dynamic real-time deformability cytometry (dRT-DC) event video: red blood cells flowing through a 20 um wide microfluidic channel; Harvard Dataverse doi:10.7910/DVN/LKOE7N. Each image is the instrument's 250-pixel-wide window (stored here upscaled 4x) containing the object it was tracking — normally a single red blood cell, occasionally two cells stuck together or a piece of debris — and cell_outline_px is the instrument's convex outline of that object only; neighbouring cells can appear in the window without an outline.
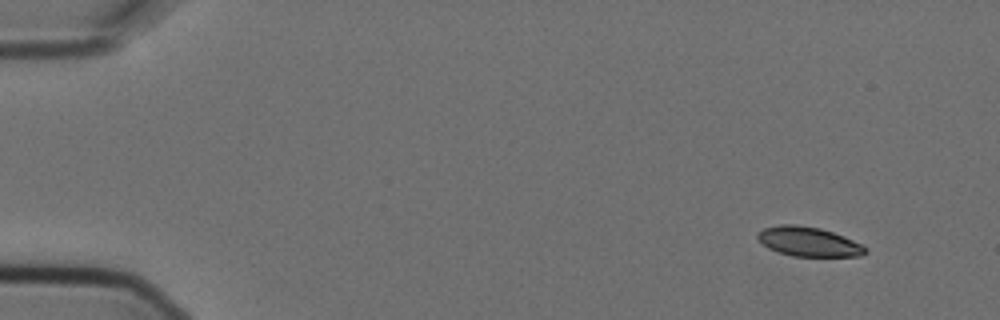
{"species": "Egyptian fruit bat (a non-hibernating species)", "species_latin": "Rousettus aegyptiacus", "temperature_condition": "cold", "stored_images_in_passage": 10, "camera_frame_rate_fps": 3000, "um_per_image_px": 0.085, "animal": {"sex": "female"}, "frame": {"image": 1, "passage_image": 1, "time_ms": 0.0, "image_size_px": [1000, 320], "cell_outline_px": [[868, 252], [860, 256], [792, 256], [776, 252], [768, 248], [756, 240], [756, 236], [764, 228], [780, 224], [796, 224], [820, 228], [844, 236], [868, 248]], "centroid_in_image_um": [68.7, 20.54], "position_along_channel_um": 16.3, "area_um2": 18.61}}
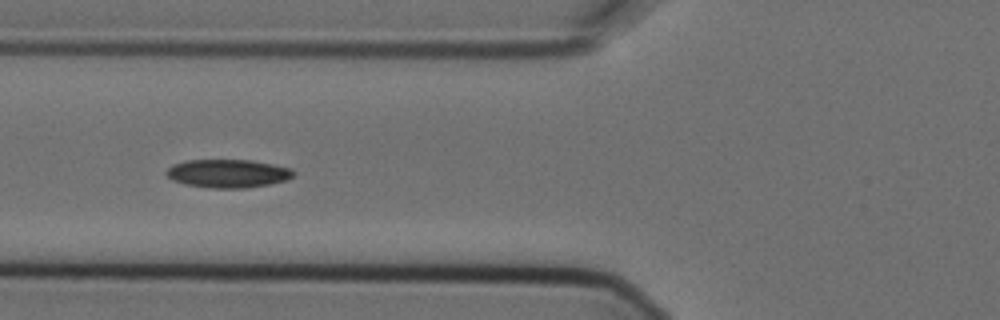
{"frame": {"image": 2, "passage_image": 6, "time_ms": 1.667, "image_size_px": [1000, 320], "cell_outline_px": [[296, 172], [288, 180], [268, 184], [244, 188], [212, 188], [184, 184], [172, 180], [164, 172], [172, 164], [184, 160], [252, 160], [292, 168]], "centroid_in_image_um": [19.36, 14.74], "position_along_channel_um": 106.4, "area_um2": 21.1}}
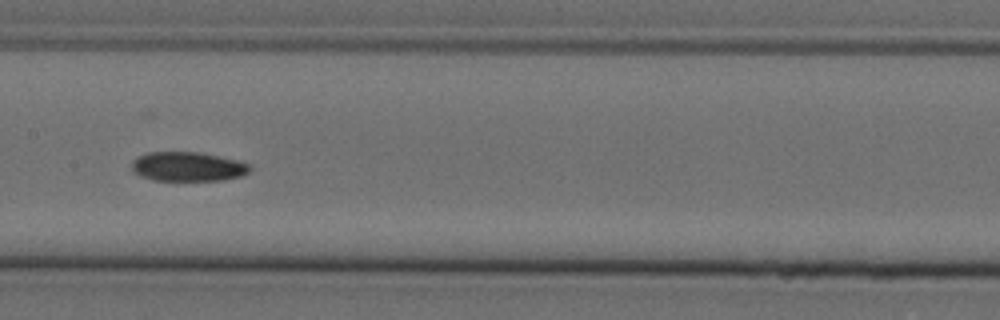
{"frame": {"image": 3, "passage_image": 8, "time_ms": 2.333, "image_size_px": [1000, 320], "cell_outline_px": [[252, 168], [248, 172], [240, 176], [224, 180], [152, 180], [140, 176], [132, 172], [132, 160], [136, 156], [148, 152], [200, 152], [236, 160], [252, 164]], "centroid_in_image_um": [15.94, 14.16], "position_along_channel_um": 191.5, "area_um2": 20.35}}